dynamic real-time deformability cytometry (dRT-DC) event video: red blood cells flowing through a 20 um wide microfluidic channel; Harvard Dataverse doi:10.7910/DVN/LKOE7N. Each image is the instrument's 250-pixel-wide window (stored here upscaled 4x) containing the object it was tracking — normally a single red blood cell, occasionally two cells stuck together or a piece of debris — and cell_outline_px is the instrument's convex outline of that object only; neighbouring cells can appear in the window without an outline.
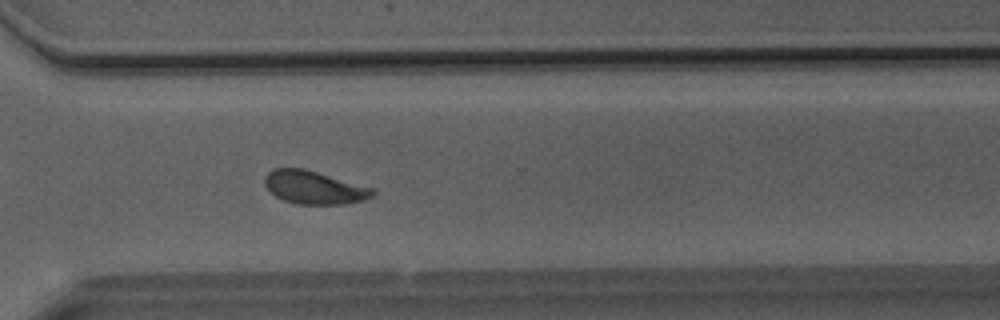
{"species": "Egyptian fruit bat (a non-hibernating species)", "species_latin": "Rousettus aegyptiacus", "temperature_condition": "room temperature", "stored_images_in_passage": 52, "camera_frame_rate_fps": 3000, "um_per_image_px": 0.085, "animal": {"sex": "male"}, "frame": {"image": 1, "passage_image": 37, "time_ms": 12.0, "image_size_px": [1000, 320], "cell_outline_px": [[376, 192], [372, 196], [364, 200], [344, 204], [296, 204], [284, 200], [276, 196], [264, 184], [264, 176], [272, 168], [304, 168], [376, 188]], "centroid_in_image_um": [26.73, 15.92], "position_along_channel_um": 343.9, "area_um2": 21.04}}
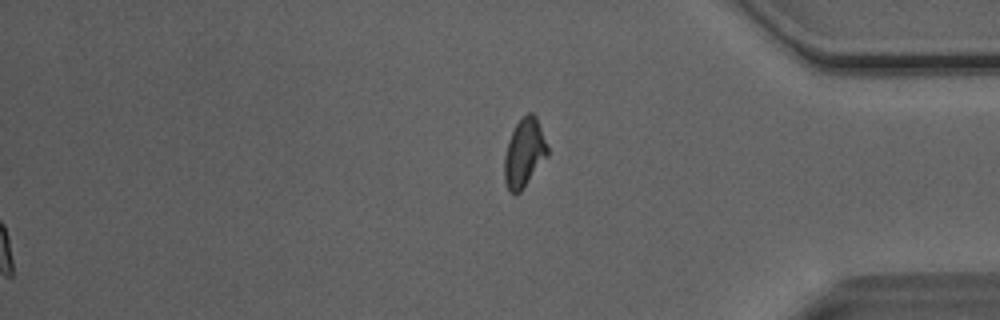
{"frame": {"image": 2, "passage_image": 52, "time_ms": 17.0, "image_size_px": [1000, 320], "cell_outline_px": [[548, 156], [520, 192], [516, 196], [508, 192], [504, 180], [504, 156], [508, 140], [516, 124], [528, 112], [532, 112], [536, 116], [548, 148]], "centroid_in_image_um": [44.54, 13.04], "position_along_channel_um": 390.7, "area_um2": 17.28}, "authors_computed_cell_mechanics": {"area_um2": 21.2993, "velocity_mm_per_s": 4.0381, "shape_relaxation_time_tau1_ms": 4.5678, "shape_relaxation_time_tau2_ms": 1.216, "deformation_change_tau1": 0.1382, "deformation_change_tau2": 0.0649}}